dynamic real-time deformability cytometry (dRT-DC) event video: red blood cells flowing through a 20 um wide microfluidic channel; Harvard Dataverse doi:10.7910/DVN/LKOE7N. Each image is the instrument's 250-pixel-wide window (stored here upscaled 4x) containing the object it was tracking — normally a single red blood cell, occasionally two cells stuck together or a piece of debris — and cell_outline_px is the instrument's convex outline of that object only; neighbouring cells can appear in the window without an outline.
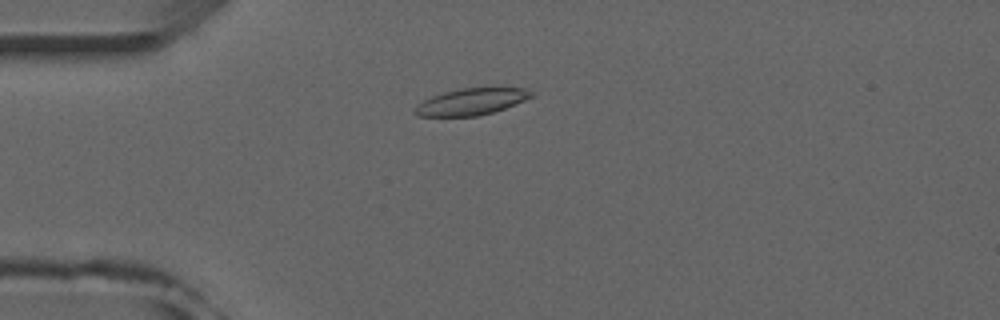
{"species": "common noctule bat (a hibernating species)", "species_latin": "Nyctalus noctula", "temperature_condition": "room temperature", "stored_images_in_passage": 27, "camera_frame_rate_fps": 3000, "um_per_image_px": 0.085, "animal": {"sex": "male", "forearm_length_mm": 52.5}, "frame": {"image": 1, "passage_image": 13, "time_ms": 4.0, "image_size_px": [1000, 320], "cell_outline_px": [[536, 96], [516, 104], [492, 112], [476, 116], [416, 116], [412, 112], [416, 104], [432, 96], [444, 92], [460, 88], [492, 84], [524, 88], [536, 92]], "centroid_in_image_um": [40.16, 8.58], "position_along_channel_um": 44.8, "area_um2": 19.13}}
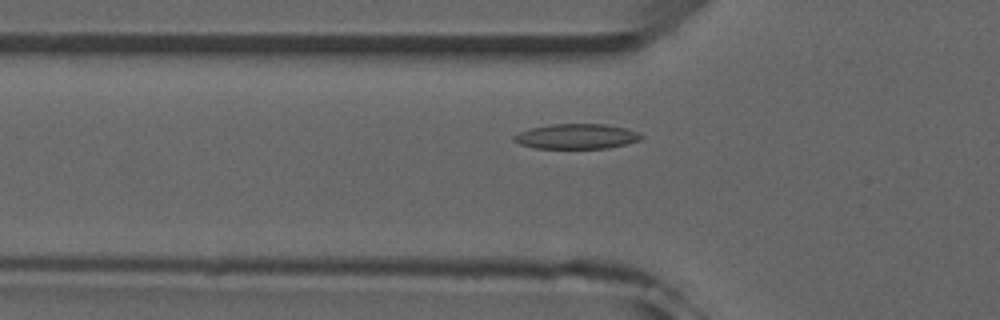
{"frame": {"image": 2, "passage_image": 17, "time_ms": 5.333, "image_size_px": [1000, 320], "cell_outline_px": [[644, 136], [640, 140], [608, 148], [532, 148], [520, 144], [512, 140], [512, 136], [528, 128], [552, 124], [604, 124], [628, 128]], "centroid_in_image_um": [48.97, 11.59], "position_along_channel_um": 76.8, "area_um2": 18.61}}
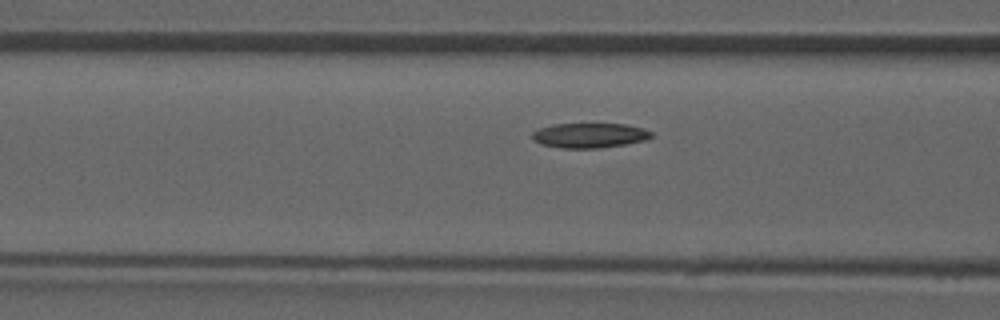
{"frame": {"image": 3, "passage_image": 20, "time_ms": 6.333, "image_size_px": [1000, 320], "cell_outline_px": [[652, 136], [644, 140], [624, 144], [600, 148], [560, 148], [540, 144], [532, 140], [532, 132], [540, 128], [552, 124], [624, 124], [644, 128], [652, 132]], "centroid_in_image_um": [50.07, 11.51], "position_along_channel_um": 116.5, "area_um2": 17.22}}